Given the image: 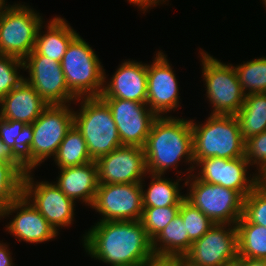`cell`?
I'll list each match as a JSON object with an SVG mask.
<instances>
[{
    "mask_svg": "<svg viewBox=\"0 0 266 266\" xmlns=\"http://www.w3.org/2000/svg\"><path fill=\"white\" fill-rule=\"evenodd\" d=\"M192 243L188 232H186L182 216L178 213L152 240V249L156 256L183 257L189 251Z\"/></svg>",
    "mask_w": 266,
    "mask_h": 266,
    "instance_id": "obj_23",
    "label": "cell"
},
{
    "mask_svg": "<svg viewBox=\"0 0 266 266\" xmlns=\"http://www.w3.org/2000/svg\"><path fill=\"white\" fill-rule=\"evenodd\" d=\"M243 216L250 223L266 227V187L261 182L244 198Z\"/></svg>",
    "mask_w": 266,
    "mask_h": 266,
    "instance_id": "obj_34",
    "label": "cell"
},
{
    "mask_svg": "<svg viewBox=\"0 0 266 266\" xmlns=\"http://www.w3.org/2000/svg\"><path fill=\"white\" fill-rule=\"evenodd\" d=\"M141 183L98 184L92 208L103 215L100 221H138L143 213Z\"/></svg>",
    "mask_w": 266,
    "mask_h": 266,
    "instance_id": "obj_10",
    "label": "cell"
},
{
    "mask_svg": "<svg viewBox=\"0 0 266 266\" xmlns=\"http://www.w3.org/2000/svg\"><path fill=\"white\" fill-rule=\"evenodd\" d=\"M28 125L0 118V138L9 153L20 163L24 159Z\"/></svg>",
    "mask_w": 266,
    "mask_h": 266,
    "instance_id": "obj_30",
    "label": "cell"
},
{
    "mask_svg": "<svg viewBox=\"0 0 266 266\" xmlns=\"http://www.w3.org/2000/svg\"><path fill=\"white\" fill-rule=\"evenodd\" d=\"M13 212H17V215L6 226V230L15 238L18 237L19 242L24 240L33 244L42 243L57 236L58 232L23 195L0 212V219L12 215Z\"/></svg>",
    "mask_w": 266,
    "mask_h": 266,
    "instance_id": "obj_18",
    "label": "cell"
},
{
    "mask_svg": "<svg viewBox=\"0 0 266 266\" xmlns=\"http://www.w3.org/2000/svg\"><path fill=\"white\" fill-rule=\"evenodd\" d=\"M245 157L250 165L259 166V177L266 172V131L245 141Z\"/></svg>",
    "mask_w": 266,
    "mask_h": 266,
    "instance_id": "obj_35",
    "label": "cell"
},
{
    "mask_svg": "<svg viewBox=\"0 0 266 266\" xmlns=\"http://www.w3.org/2000/svg\"><path fill=\"white\" fill-rule=\"evenodd\" d=\"M130 3L137 5L143 11H146L151 6L164 2L165 0H128Z\"/></svg>",
    "mask_w": 266,
    "mask_h": 266,
    "instance_id": "obj_38",
    "label": "cell"
},
{
    "mask_svg": "<svg viewBox=\"0 0 266 266\" xmlns=\"http://www.w3.org/2000/svg\"><path fill=\"white\" fill-rule=\"evenodd\" d=\"M56 186L73 201L81 199L91 207L98 188L97 165L95 161L60 169Z\"/></svg>",
    "mask_w": 266,
    "mask_h": 266,
    "instance_id": "obj_21",
    "label": "cell"
},
{
    "mask_svg": "<svg viewBox=\"0 0 266 266\" xmlns=\"http://www.w3.org/2000/svg\"><path fill=\"white\" fill-rule=\"evenodd\" d=\"M222 266H240V264H239V257H237L236 260L231 261L229 263H226V264H224Z\"/></svg>",
    "mask_w": 266,
    "mask_h": 266,
    "instance_id": "obj_42",
    "label": "cell"
},
{
    "mask_svg": "<svg viewBox=\"0 0 266 266\" xmlns=\"http://www.w3.org/2000/svg\"><path fill=\"white\" fill-rule=\"evenodd\" d=\"M98 184L141 183L148 174L144 149L123 145L96 161Z\"/></svg>",
    "mask_w": 266,
    "mask_h": 266,
    "instance_id": "obj_15",
    "label": "cell"
},
{
    "mask_svg": "<svg viewBox=\"0 0 266 266\" xmlns=\"http://www.w3.org/2000/svg\"><path fill=\"white\" fill-rule=\"evenodd\" d=\"M53 159L60 169L93 161L88 153L86 141L74 124L60 143Z\"/></svg>",
    "mask_w": 266,
    "mask_h": 266,
    "instance_id": "obj_27",
    "label": "cell"
},
{
    "mask_svg": "<svg viewBox=\"0 0 266 266\" xmlns=\"http://www.w3.org/2000/svg\"><path fill=\"white\" fill-rule=\"evenodd\" d=\"M263 262H264V266H266V259H264Z\"/></svg>",
    "mask_w": 266,
    "mask_h": 266,
    "instance_id": "obj_45",
    "label": "cell"
},
{
    "mask_svg": "<svg viewBox=\"0 0 266 266\" xmlns=\"http://www.w3.org/2000/svg\"><path fill=\"white\" fill-rule=\"evenodd\" d=\"M29 78L25 81L35 88L48 104H66L78 98L69 90L60 62L43 55H28L23 60Z\"/></svg>",
    "mask_w": 266,
    "mask_h": 266,
    "instance_id": "obj_14",
    "label": "cell"
},
{
    "mask_svg": "<svg viewBox=\"0 0 266 266\" xmlns=\"http://www.w3.org/2000/svg\"><path fill=\"white\" fill-rule=\"evenodd\" d=\"M234 116L244 141L266 131V93L246 95L242 108Z\"/></svg>",
    "mask_w": 266,
    "mask_h": 266,
    "instance_id": "obj_24",
    "label": "cell"
},
{
    "mask_svg": "<svg viewBox=\"0 0 266 266\" xmlns=\"http://www.w3.org/2000/svg\"><path fill=\"white\" fill-rule=\"evenodd\" d=\"M141 266H175V257L154 255L147 259Z\"/></svg>",
    "mask_w": 266,
    "mask_h": 266,
    "instance_id": "obj_36",
    "label": "cell"
},
{
    "mask_svg": "<svg viewBox=\"0 0 266 266\" xmlns=\"http://www.w3.org/2000/svg\"><path fill=\"white\" fill-rule=\"evenodd\" d=\"M240 266H264L263 260L239 257Z\"/></svg>",
    "mask_w": 266,
    "mask_h": 266,
    "instance_id": "obj_40",
    "label": "cell"
},
{
    "mask_svg": "<svg viewBox=\"0 0 266 266\" xmlns=\"http://www.w3.org/2000/svg\"><path fill=\"white\" fill-rule=\"evenodd\" d=\"M237 257L238 231L231 224L213 225L183 256L194 266H222Z\"/></svg>",
    "mask_w": 266,
    "mask_h": 266,
    "instance_id": "obj_11",
    "label": "cell"
},
{
    "mask_svg": "<svg viewBox=\"0 0 266 266\" xmlns=\"http://www.w3.org/2000/svg\"><path fill=\"white\" fill-rule=\"evenodd\" d=\"M195 165L201 167L196 176L199 180L235 190L243 198L260 182L257 174L252 175L250 180L246 177L247 167L250 166L246 157L233 159L208 157L199 160Z\"/></svg>",
    "mask_w": 266,
    "mask_h": 266,
    "instance_id": "obj_16",
    "label": "cell"
},
{
    "mask_svg": "<svg viewBox=\"0 0 266 266\" xmlns=\"http://www.w3.org/2000/svg\"><path fill=\"white\" fill-rule=\"evenodd\" d=\"M192 176L193 174L188 176L185 181V186L190 184V192L185 199L214 224L236 225L243 215L244 198L235 190L204 182L196 175Z\"/></svg>",
    "mask_w": 266,
    "mask_h": 266,
    "instance_id": "obj_7",
    "label": "cell"
},
{
    "mask_svg": "<svg viewBox=\"0 0 266 266\" xmlns=\"http://www.w3.org/2000/svg\"><path fill=\"white\" fill-rule=\"evenodd\" d=\"M0 161L4 162H18L6 149L5 145L3 144L0 138Z\"/></svg>",
    "mask_w": 266,
    "mask_h": 266,
    "instance_id": "obj_39",
    "label": "cell"
},
{
    "mask_svg": "<svg viewBox=\"0 0 266 266\" xmlns=\"http://www.w3.org/2000/svg\"><path fill=\"white\" fill-rule=\"evenodd\" d=\"M22 195L28 202H31L30 204L39 211L56 232L60 226L71 225L75 201L68 198L55 183L42 181L34 184L31 171H25L22 180Z\"/></svg>",
    "mask_w": 266,
    "mask_h": 266,
    "instance_id": "obj_12",
    "label": "cell"
},
{
    "mask_svg": "<svg viewBox=\"0 0 266 266\" xmlns=\"http://www.w3.org/2000/svg\"><path fill=\"white\" fill-rule=\"evenodd\" d=\"M8 245L0 243V266H13V260L11 257L10 249L8 250Z\"/></svg>",
    "mask_w": 266,
    "mask_h": 266,
    "instance_id": "obj_37",
    "label": "cell"
},
{
    "mask_svg": "<svg viewBox=\"0 0 266 266\" xmlns=\"http://www.w3.org/2000/svg\"><path fill=\"white\" fill-rule=\"evenodd\" d=\"M74 124V111L67 104L48 105L28 126L24 159L20 166L32 171L48 157L55 156L60 143Z\"/></svg>",
    "mask_w": 266,
    "mask_h": 266,
    "instance_id": "obj_3",
    "label": "cell"
},
{
    "mask_svg": "<svg viewBox=\"0 0 266 266\" xmlns=\"http://www.w3.org/2000/svg\"><path fill=\"white\" fill-rule=\"evenodd\" d=\"M194 165L201 159L245 157V141L234 115H210L203 124L191 120Z\"/></svg>",
    "mask_w": 266,
    "mask_h": 266,
    "instance_id": "obj_4",
    "label": "cell"
},
{
    "mask_svg": "<svg viewBox=\"0 0 266 266\" xmlns=\"http://www.w3.org/2000/svg\"><path fill=\"white\" fill-rule=\"evenodd\" d=\"M101 99L112 113L122 145L143 148L158 116L145 103L116 98Z\"/></svg>",
    "mask_w": 266,
    "mask_h": 266,
    "instance_id": "obj_13",
    "label": "cell"
},
{
    "mask_svg": "<svg viewBox=\"0 0 266 266\" xmlns=\"http://www.w3.org/2000/svg\"><path fill=\"white\" fill-rule=\"evenodd\" d=\"M234 68L245 95L266 93V57L244 62Z\"/></svg>",
    "mask_w": 266,
    "mask_h": 266,
    "instance_id": "obj_28",
    "label": "cell"
},
{
    "mask_svg": "<svg viewBox=\"0 0 266 266\" xmlns=\"http://www.w3.org/2000/svg\"><path fill=\"white\" fill-rule=\"evenodd\" d=\"M200 54L207 98L214 107L212 115H235L242 108L246 95L234 66L220 62L207 52Z\"/></svg>",
    "mask_w": 266,
    "mask_h": 266,
    "instance_id": "obj_9",
    "label": "cell"
},
{
    "mask_svg": "<svg viewBox=\"0 0 266 266\" xmlns=\"http://www.w3.org/2000/svg\"><path fill=\"white\" fill-rule=\"evenodd\" d=\"M175 266H194L183 257H175Z\"/></svg>",
    "mask_w": 266,
    "mask_h": 266,
    "instance_id": "obj_41",
    "label": "cell"
},
{
    "mask_svg": "<svg viewBox=\"0 0 266 266\" xmlns=\"http://www.w3.org/2000/svg\"><path fill=\"white\" fill-rule=\"evenodd\" d=\"M143 149L149 174L164 175L169 168L176 169L182 157L192 165L189 172L196 168L193 166V133L190 120L158 116L152 124Z\"/></svg>",
    "mask_w": 266,
    "mask_h": 266,
    "instance_id": "obj_2",
    "label": "cell"
},
{
    "mask_svg": "<svg viewBox=\"0 0 266 266\" xmlns=\"http://www.w3.org/2000/svg\"><path fill=\"white\" fill-rule=\"evenodd\" d=\"M42 22L39 13L29 6L5 4L0 11V54L24 60L35 48Z\"/></svg>",
    "mask_w": 266,
    "mask_h": 266,
    "instance_id": "obj_8",
    "label": "cell"
},
{
    "mask_svg": "<svg viewBox=\"0 0 266 266\" xmlns=\"http://www.w3.org/2000/svg\"><path fill=\"white\" fill-rule=\"evenodd\" d=\"M104 72V84L100 98H116L147 102V64L125 61L116 70L108 84Z\"/></svg>",
    "mask_w": 266,
    "mask_h": 266,
    "instance_id": "obj_19",
    "label": "cell"
},
{
    "mask_svg": "<svg viewBox=\"0 0 266 266\" xmlns=\"http://www.w3.org/2000/svg\"><path fill=\"white\" fill-rule=\"evenodd\" d=\"M159 51L152 64H147V102L157 116L179 107L178 81L167 58Z\"/></svg>",
    "mask_w": 266,
    "mask_h": 266,
    "instance_id": "obj_17",
    "label": "cell"
},
{
    "mask_svg": "<svg viewBox=\"0 0 266 266\" xmlns=\"http://www.w3.org/2000/svg\"><path fill=\"white\" fill-rule=\"evenodd\" d=\"M60 64L66 84L77 98L101 95L104 84L103 66L80 35L70 42Z\"/></svg>",
    "mask_w": 266,
    "mask_h": 266,
    "instance_id": "obj_6",
    "label": "cell"
},
{
    "mask_svg": "<svg viewBox=\"0 0 266 266\" xmlns=\"http://www.w3.org/2000/svg\"><path fill=\"white\" fill-rule=\"evenodd\" d=\"M40 25L35 48L29 55H43L57 62H61L70 42L78 35L74 29L61 17H55L49 21L46 34H41Z\"/></svg>",
    "mask_w": 266,
    "mask_h": 266,
    "instance_id": "obj_22",
    "label": "cell"
},
{
    "mask_svg": "<svg viewBox=\"0 0 266 266\" xmlns=\"http://www.w3.org/2000/svg\"><path fill=\"white\" fill-rule=\"evenodd\" d=\"M238 257L266 259V227L250 223L243 215L236 223Z\"/></svg>",
    "mask_w": 266,
    "mask_h": 266,
    "instance_id": "obj_25",
    "label": "cell"
},
{
    "mask_svg": "<svg viewBox=\"0 0 266 266\" xmlns=\"http://www.w3.org/2000/svg\"><path fill=\"white\" fill-rule=\"evenodd\" d=\"M19 68L25 69L22 59L0 54V99L25 81V78L18 73Z\"/></svg>",
    "mask_w": 266,
    "mask_h": 266,
    "instance_id": "obj_33",
    "label": "cell"
},
{
    "mask_svg": "<svg viewBox=\"0 0 266 266\" xmlns=\"http://www.w3.org/2000/svg\"><path fill=\"white\" fill-rule=\"evenodd\" d=\"M80 112L74 111V125L86 141L93 161L123 146L108 105L100 97H80ZM84 99V100H83Z\"/></svg>",
    "mask_w": 266,
    "mask_h": 266,
    "instance_id": "obj_5",
    "label": "cell"
},
{
    "mask_svg": "<svg viewBox=\"0 0 266 266\" xmlns=\"http://www.w3.org/2000/svg\"><path fill=\"white\" fill-rule=\"evenodd\" d=\"M151 175V183L147 191H142L143 207L180 206L185 195L180 194L179 181L162 178L163 175Z\"/></svg>",
    "mask_w": 266,
    "mask_h": 266,
    "instance_id": "obj_26",
    "label": "cell"
},
{
    "mask_svg": "<svg viewBox=\"0 0 266 266\" xmlns=\"http://www.w3.org/2000/svg\"><path fill=\"white\" fill-rule=\"evenodd\" d=\"M5 4H6L5 0H0V11L2 10Z\"/></svg>",
    "mask_w": 266,
    "mask_h": 266,
    "instance_id": "obj_44",
    "label": "cell"
},
{
    "mask_svg": "<svg viewBox=\"0 0 266 266\" xmlns=\"http://www.w3.org/2000/svg\"><path fill=\"white\" fill-rule=\"evenodd\" d=\"M180 206L143 207L141 223L153 240L179 213Z\"/></svg>",
    "mask_w": 266,
    "mask_h": 266,
    "instance_id": "obj_31",
    "label": "cell"
},
{
    "mask_svg": "<svg viewBox=\"0 0 266 266\" xmlns=\"http://www.w3.org/2000/svg\"><path fill=\"white\" fill-rule=\"evenodd\" d=\"M179 214L188 232L189 239L194 242L200 239L213 225H215L198 208L194 207L186 199L180 205Z\"/></svg>",
    "mask_w": 266,
    "mask_h": 266,
    "instance_id": "obj_32",
    "label": "cell"
},
{
    "mask_svg": "<svg viewBox=\"0 0 266 266\" xmlns=\"http://www.w3.org/2000/svg\"><path fill=\"white\" fill-rule=\"evenodd\" d=\"M84 238L86 252L111 266H141L154 256L152 240L140 220L98 221Z\"/></svg>",
    "mask_w": 266,
    "mask_h": 266,
    "instance_id": "obj_1",
    "label": "cell"
},
{
    "mask_svg": "<svg viewBox=\"0 0 266 266\" xmlns=\"http://www.w3.org/2000/svg\"><path fill=\"white\" fill-rule=\"evenodd\" d=\"M47 106L35 88L24 81L0 99V118L21 121L29 126Z\"/></svg>",
    "mask_w": 266,
    "mask_h": 266,
    "instance_id": "obj_20",
    "label": "cell"
},
{
    "mask_svg": "<svg viewBox=\"0 0 266 266\" xmlns=\"http://www.w3.org/2000/svg\"><path fill=\"white\" fill-rule=\"evenodd\" d=\"M24 172L19 162L0 161V212L22 195Z\"/></svg>",
    "mask_w": 266,
    "mask_h": 266,
    "instance_id": "obj_29",
    "label": "cell"
},
{
    "mask_svg": "<svg viewBox=\"0 0 266 266\" xmlns=\"http://www.w3.org/2000/svg\"><path fill=\"white\" fill-rule=\"evenodd\" d=\"M260 182L266 187V172L260 177Z\"/></svg>",
    "mask_w": 266,
    "mask_h": 266,
    "instance_id": "obj_43",
    "label": "cell"
}]
</instances>
